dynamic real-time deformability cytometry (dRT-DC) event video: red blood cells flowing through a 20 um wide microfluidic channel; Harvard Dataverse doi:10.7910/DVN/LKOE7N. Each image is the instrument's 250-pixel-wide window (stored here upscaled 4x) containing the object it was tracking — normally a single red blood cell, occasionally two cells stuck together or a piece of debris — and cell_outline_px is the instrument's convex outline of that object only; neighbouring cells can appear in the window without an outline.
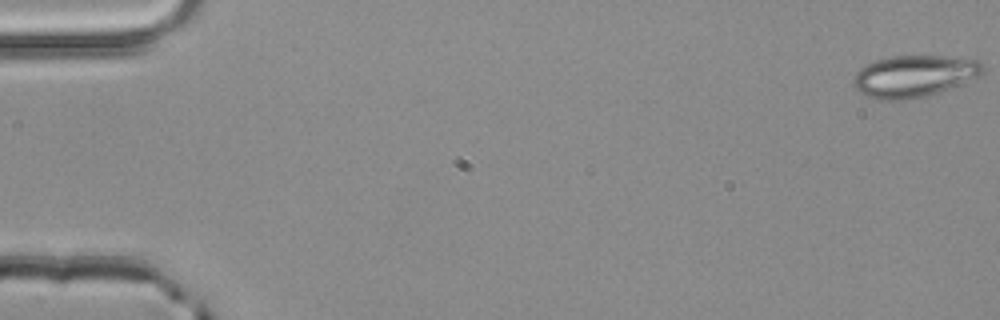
{"species": "common noctule bat (a hibernating species)", "species_latin": "Nyctalus noctula", "temperature_condition": "room temperature", "stored_images_in_passage": 54, "camera_frame_rate_fps": 3000, "um_per_image_px": 0.085, "animal": {"sex": "male", "body_mass_g": 20.4}, "frame": {"image": 1, "passage_image": 1, "time_ms": 0.0, "image_size_px": [1000, 320], "cell_outline_px": [[984, 72], [980, 76], [948, 88], [924, 96], [904, 100], [876, 100], [864, 96], [852, 84], [852, 80], [856, 72], [860, 68], [876, 60], [892, 56], [940, 56], [980, 60], [984, 64]], "centroid_in_image_um": [77.67, 6.47], "position_along_channel_um": 7.3, "area_um2": 31.44}}
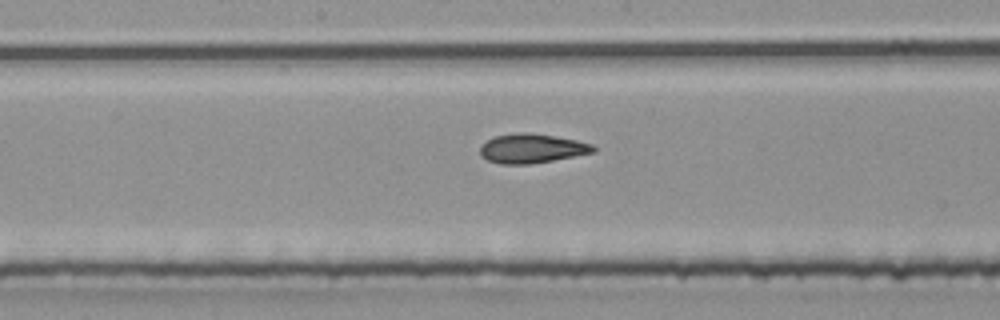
{"frame": {"image": 2, "passage_image": 28, "time_ms": 9.0, "image_size_px": [1000, 320], "cell_outline_px": [[596, 152], [552, 160], [528, 164], [500, 164], [488, 160], [480, 156], [480, 148], [488, 140], [496, 136], [516, 132], [528, 132], [556, 136], [576, 140], [592, 144], [596, 148]], "centroid_in_image_um": [45.21, 12.61], "position_along_channel_um": 203.0, "area_um2": 19.25}}
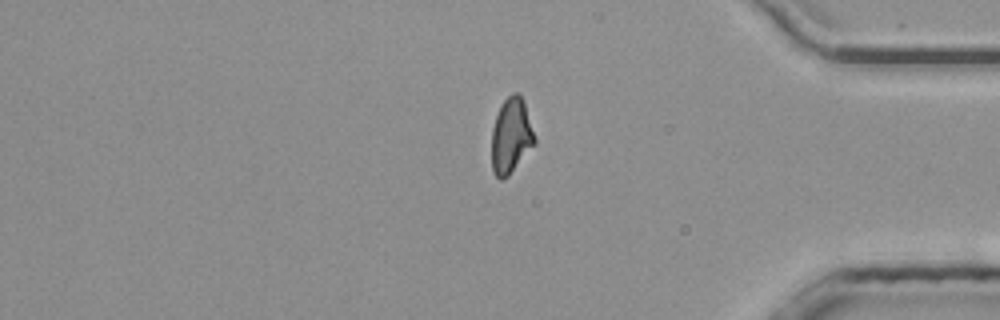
{"frame": {"image": 3, "passage_image": 44, "time_ms": 14.333, "image_size_px": [1000, 320], "cell_outline_px": [[536, 144], [508, 176], [504, 180], [500, 180], [492, 172], [492, 128], [500, 104], [512, 92], [516, 92], [520, 96], [524, 104], [536, 140]], "centroid_in_image_um": [43.43, 11.58], "position_along_channel_um": 391.8, "area_um2": 18.84}}